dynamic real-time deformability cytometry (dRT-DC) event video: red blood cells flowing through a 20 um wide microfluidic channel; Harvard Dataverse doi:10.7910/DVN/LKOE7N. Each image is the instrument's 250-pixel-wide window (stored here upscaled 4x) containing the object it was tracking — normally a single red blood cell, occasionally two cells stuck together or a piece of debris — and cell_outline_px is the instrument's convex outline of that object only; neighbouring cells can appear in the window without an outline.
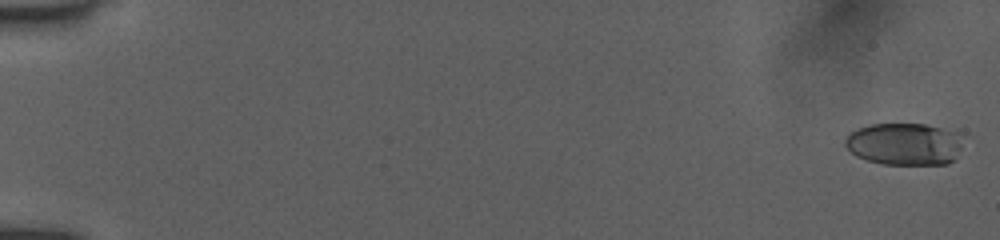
{"species": "human", "species_latin": "Homo sapiens", "temperature_condition": "room temperature", "stored_images_in_passage": 21, "camera_frame_rate_fps": 3000, "um_per_image_px": 0.085, "donor": {"sex": "female"}, "frame": {"image": 1, "passage_image": 1, "time_ms": 0.0, "image_size_px": [1000, 240], "cell_outline_px": [[960, 148], [952, 160], [948, 164], [880, 164], [856, 156], [844, 144], [844, 140], [852, 132], [860, 128], [872, 124], [924, 124], [956, 132], [960, 144]], "centroid_in_image_um": [76.83, 12.25], "position_along_channel_um": 8.2, "area_um2": 28.44}}
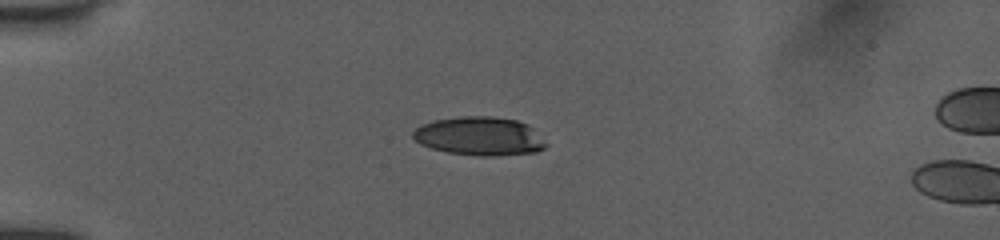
{"frame": {"image": 2, "passage_image": 17, "time_ms": 4.667, "image_size_px": [1000, 240], "cell_outline_px": [[548, 144], [544, 148], [536, 152], [496, 156], [476, 156], [448, 152], [432, 148], [420, 144], [412, 136], [412, 132], [420, 124], [436, 120], [460, 116], [492, 116], [516, 120], [528, 124]], "centroid_in_image_um": [40.76, 11.57], "position_along_channel_um": 44.2, "area_um2": 30.0}}